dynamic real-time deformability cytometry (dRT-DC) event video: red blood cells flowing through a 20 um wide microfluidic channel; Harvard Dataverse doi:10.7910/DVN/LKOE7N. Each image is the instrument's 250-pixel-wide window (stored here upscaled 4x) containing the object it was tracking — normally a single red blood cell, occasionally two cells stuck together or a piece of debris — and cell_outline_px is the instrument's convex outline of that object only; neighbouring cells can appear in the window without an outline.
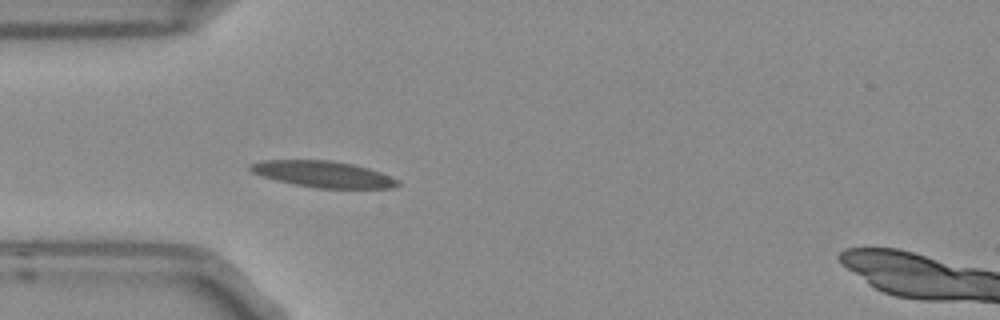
{"species": "Egyptian fruit bat (a non-hibernating species)", "species_latin": "Rousettus aegyptiacus", "temperature_condition": "room temperature", "stored_images_in_passage": 2, "camera_frame_rate_fps": 3000, "um_per_image_px": 0.085, "frame": {"image": 1, "passage_image": 2, "time_ms": 0.333, "image_size_px": [1000, 320], "cell_outline_px": [[400, 184], [392, 188], [316, 188], [276, 180], [252, 172], [248, 168], [248, 164], [260, 160], [332, 160], [352, 164], [368, 168], [380, 172], [400, 180]], "centroid_in_image_um": [27.47, 14.79], "position_along_channel_um": 57.5, "area_um2": 22.54}}